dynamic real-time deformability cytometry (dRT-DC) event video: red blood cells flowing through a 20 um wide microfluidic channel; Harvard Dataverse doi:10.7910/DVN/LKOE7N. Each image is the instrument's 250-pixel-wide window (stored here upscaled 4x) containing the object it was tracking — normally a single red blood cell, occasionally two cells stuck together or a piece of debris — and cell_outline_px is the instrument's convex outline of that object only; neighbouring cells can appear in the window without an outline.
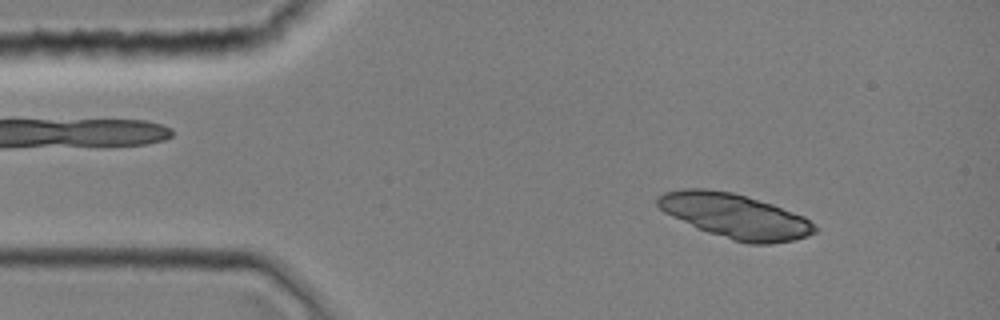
{"species": "common noctule bat (a hibernating species)", "species_latin": "Nyctalus noctula", "temperature_condition": "room temperature", "stored_images_in_passage": 10, "camera_frame_rate_fps": 3000, "um_per_image_px": 0.085, "animal": {"sex": "female", "body_mass_g": 19.0, "forearm_length_mm": 51.5}, "frame": {"image": 1, "passage_image": 4, "time_ms": 1.0, "image_size_px": [1000, 320], "cell_outline_px": [[820, 228], [816, 232], [808, 236], [792, 240], [768, 244], [748, 244], [732, 240], [696, 228], [664, 212], [656, 204], [656, 200], [664, 192], [680, 188], [708, 188], [732, 192], [772, 204], [804, 216]], "centroid_in_image_um": [62.48, 18.36], "position_along_channel_um": 22.5, "area_um2": 40.92}}